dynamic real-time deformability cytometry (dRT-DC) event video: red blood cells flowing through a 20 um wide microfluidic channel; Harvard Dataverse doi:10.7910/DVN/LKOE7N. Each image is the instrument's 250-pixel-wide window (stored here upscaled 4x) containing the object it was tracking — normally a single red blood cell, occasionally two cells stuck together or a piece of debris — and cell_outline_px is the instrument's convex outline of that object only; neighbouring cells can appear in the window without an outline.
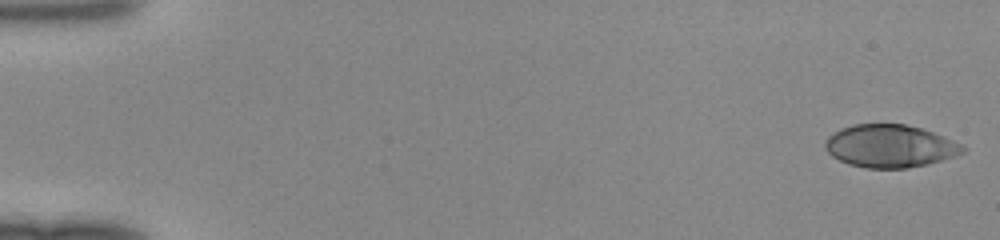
{"species": "human", "species_latin": "Homo sapiens", "temperature_condition": "room temperature", "stored_images_in_passage": 47, "camera_frame_rate_fps": 3000, "um_per_image_px": 0.085, "donor": {"sex": "female"}, "frame": {"image": 1, "passage_image": 1, "time_ms": 0.0, "image_size_px": [1000, 240], "cell_outline_px": [[968, 148], [964, 152], [956, 156], [928, 164], [908, 168], [864, 168], [848, 164], [832, 156], [824, 148], [824, 140], [828, 136], [840, 128], [852, 124], [904, 124], [920, 128], [932, 132], [952, 140]], "centroid_in_image_um": [75.62, 12.42], "position_along_channel_um": 9.4, "area_um2": 34.39}}
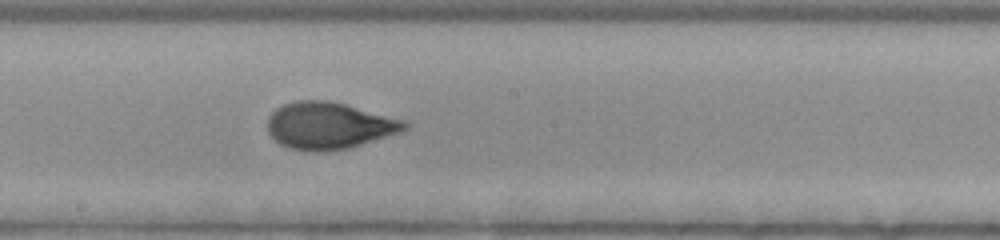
{"frame": {"image": 2, "passage_image": 27, "time_ms": 8.667, "image_size_px": [1000, 240], "cell_outline_px": [[412, 124], [408, 128], [400, 132], [348, 148], [324, 152], [308, 152], [288, 148], [280, 144], [268, 132], [268, 116], [276, 108], [284, 104], [296, 100], [328, 100], [344, 104], [404, 120]], "centroid_in_image_um": [27.95, 10.68], "position_along_channel_um": 220.3, "area_um2": 37.45}}
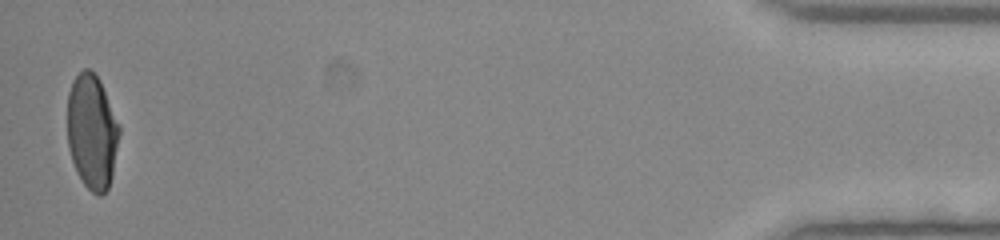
{"frame": {"image": 3, "passage_image": 47, "time_ms": 15.333, "image_size_px": [1000, 240], "cell_outline_px": [[120, 132], [112, 176], [108, 188], [100, 196], [96, 196], [84, 184], [76, 172], [68, 148], [68, 92], [72, 80], [84, 68], [88, 68], [100, 80], [120, 124]], "centroid_in_image_um": [7.83, 11.2], "position_along_channel_um": 427.4, "area_um2": 34.91}}